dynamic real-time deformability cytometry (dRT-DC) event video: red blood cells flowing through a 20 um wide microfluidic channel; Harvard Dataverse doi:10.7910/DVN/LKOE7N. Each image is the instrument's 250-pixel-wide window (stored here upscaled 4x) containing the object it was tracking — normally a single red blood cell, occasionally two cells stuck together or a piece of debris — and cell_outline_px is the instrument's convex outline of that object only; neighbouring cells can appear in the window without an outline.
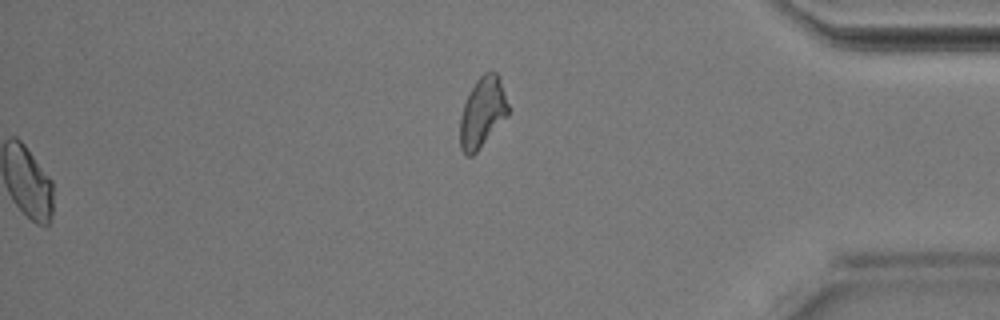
{"species": "Egyptian fruit bat (a non-hibernating species)", "species_latin": "Rousettus aegyptiacus", "temperature_condition": "room temperature", "stored_images_in_passage": 31, "segment_of_instrument_passage": [2, 2], "camera_frame_rate_fps": 3000, "um_per_image_px": 0.085, "animal": {"sex": "male"}, "frame": {"image": 1, "passage_image": 31, "time_ms": 10.0, "image_size_px": [1000, 320], "cell_outline_px": [[508, 116], [476, 152], [472, 156], [464, 156], [460, 148], [460, 116], [464, 104], [476, 80], [484, 72], [496, 72], [500, 76], [508, 104]], "centroid_in_image_um": [41.01, 9.56], "position_along_channel_um": 394.2, "area_um2": 19.71}}